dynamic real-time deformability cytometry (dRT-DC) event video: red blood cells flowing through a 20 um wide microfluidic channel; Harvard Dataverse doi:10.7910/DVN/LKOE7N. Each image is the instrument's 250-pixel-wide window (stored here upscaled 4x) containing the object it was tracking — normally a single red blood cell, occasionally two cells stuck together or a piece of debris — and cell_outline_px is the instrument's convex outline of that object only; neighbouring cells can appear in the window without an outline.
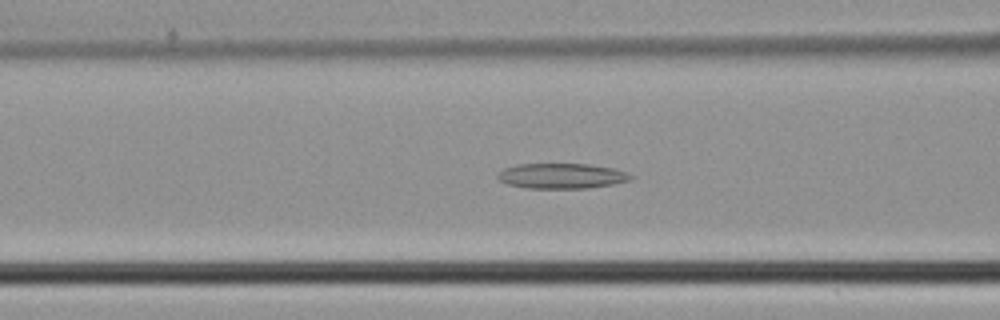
{"species": "common noctule bat (a hibernating species)", "species_latin": "Nyctalus noctula", "temperature_condition": "cold", "stored_images_in_passage": 35, "camera_frame_rate_fps": 3000, "um_per_image_px": 0.085, "animal": {"sex": "male", "body_mass_g": 21.5, "forearm_length_mm": 52.0}, "frame": {"image": 1, "passage_image": 7, "time_ms": 2.0, "image_size_px": [1000, 320], "cell_outline_px": [[636, 176], [632, 180], [612, 184], [588, 188], [524, 188], [508, 184], [500, 180], [496, 176], [504, 168], [516, 164], [588, 164], [616, 168], [628, 172]], "centroid_in_image_um": [47.8, 14.95], "position_along_channel_um": 118.8, "area_um2": 19.77}}
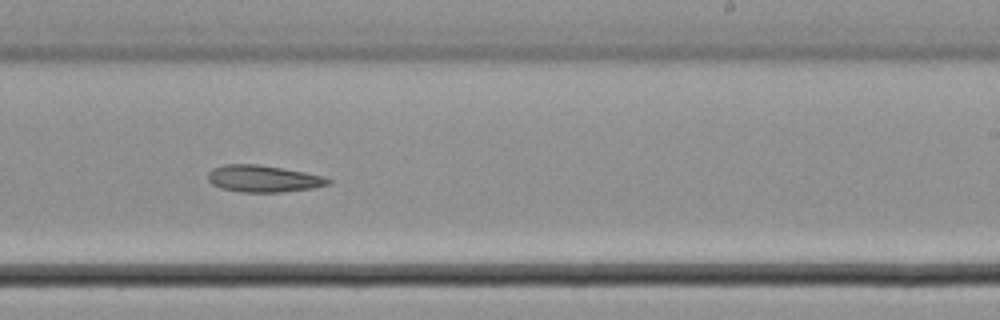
{"frame": {"image": 2, "passage_image": 17, "time_ms": 5.333, "image_size_px": [1000, 320], "cell_outline_px": [[332, 180], [328, 184], [312, 188], [280, 192], [244, 192], [220, 188], [212, 184], [208, 180], [208, 172], [212, 168], [224, 164], [256, 164], [304, 172], [324, 176]], "centroid_in_image_um": [22.34, 15.18], "position_along_channel_um": 266.7, "area_um2": 18.67}}
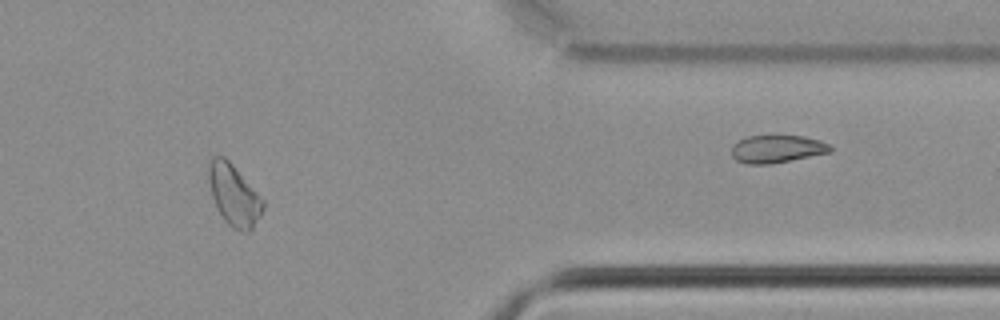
{"frame": {"image": 3, "passage_image": 27, "time_ms": 8.667, "image_size_px": [1000, 320], "cell_outline_px": [[264, 208], [260, 216], [252, 228], [248, 232], [244, 232], [232, 228], [224, 220], [216, 208], [212, 196], [208, 180], [208, 164], [212, 156], [224, 156], [232, 164], [264, 200]], "centroid_in_image_um": [19.87, 16.58], "position_along_channel_um": 391.5, "area_um2": 19.36}}